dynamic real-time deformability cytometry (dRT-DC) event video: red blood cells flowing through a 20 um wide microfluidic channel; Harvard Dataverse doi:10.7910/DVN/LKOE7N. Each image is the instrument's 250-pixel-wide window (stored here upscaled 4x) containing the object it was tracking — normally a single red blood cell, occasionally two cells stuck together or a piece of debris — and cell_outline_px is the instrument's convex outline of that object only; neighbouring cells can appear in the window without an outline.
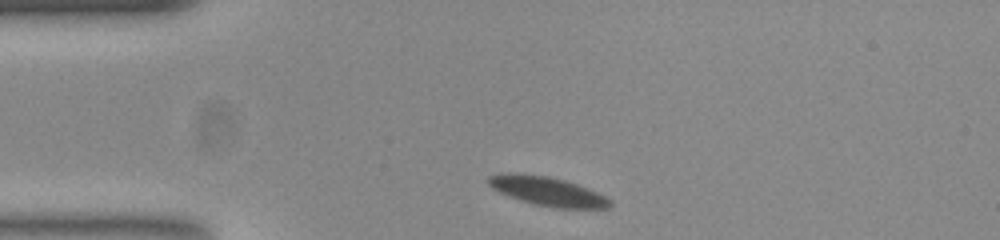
{"species": "common noctule bat (a hibernating species)", "species_latin": "Nyctalus noctula", "temperature_condition": "room temperature", "stored_images_in_passage": 44, "camera_frame_rate_fps": 3000, "um_per_image_px": 0.085, "animal": {"sex": "female", "body_mass_g": 23.0, "forearm_length_mm": 53.4}, "frame": {"image": 1, "passage_image": 1, "time_ms": 0.0, "image_size_px": [1000, 240], "cell_outline_px": [[612, 204], [608, 208], [552, 208], [532, 204], [508, 196], [492, 188], [488, 184], [488, 176], [548, 176], [564, 180], [576, 184], [596, 192], [612, 200]], "centroid_in_image_um": [46.63, 16.33], "position_along_channel_um": 38.4, "area_um2": 19.65}}
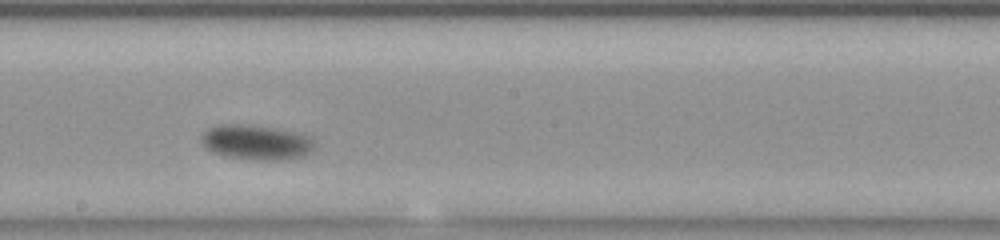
{"frame": {"image": 2, "passage_image": 19, "time_ms": 6.0, "image_size_px": [1000, 240], "cell_outline_px": [[312, 148], [304, 156], [288, 160], [252, 160], [224, 156], [212, 152], [200, 140], [200, 136], [208, 128], [220, 124], [248, 124], [276, 128], [292, 132], [304, 136], [312, 140]], "centroid_in_image_um": [21.71, 12.1], "position_along_channel_um": 226.5, "area_um2": 22.89}}
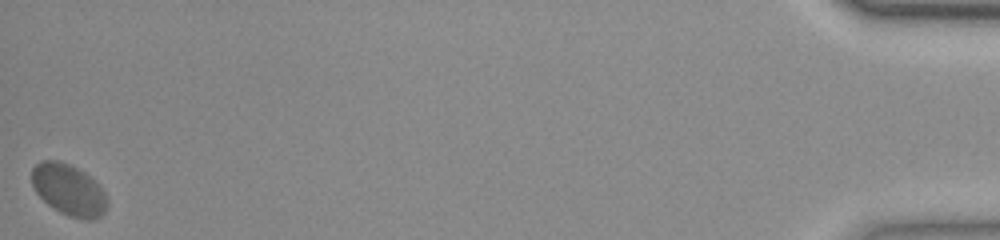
{"frame": {"image": 3, "passage_image": 44, "time_ms": 14.333, "image_size_px": [1000, 240], "cell_outline_px": [[108, 204], [104, 212], [100, 216], [92, 220], [88, 220], [68, 216], [52, 208], [36, 192], [32, 184], [32, 168], [40, 160], [56, 160], [68, 164], [84, 172], [104, 192], [108, 200]], "centroid_in_image_um": [5.83, 16.15], "position_along_channel_um": 429.4, "area_um2": 22.31}, "authors_computed_cell_mechanics": {"area_um2": 21.5594, "velocity_mm_per_s": 3.6486, "shape_relaxation_time_tau1_ms": 1.9864, "shape_relaxation_time_tau2_ms": null, "deformation_change_tau1": 0.0821, "deformation_change_tau2": null}}